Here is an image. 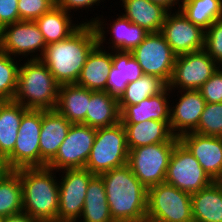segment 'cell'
<instances>
[{
	"instance_id": "6da1fadb",
	"label": "cell",
	"mask_w": 222,
	"mask_h": 222,
	"mask_svg": "<svg viewBox=\"0 0 222 222\" xmlns=\"http://www.w3.org/2000/svg\"><path fill=\"white\" fill-rule=\"evenodd\" d=\"M98 44L93 24H82L68 38L46 46L40 60L59 85L76 84L92 49Z\"/></svg>"
},
{
	"instance_id": "7a4b0ae2",
	"label": "cell",
	"mask_w": 222,
	"mask_h": 222,
	"mask_svg": "<svg viewBox=\"0 0 222 222\" xmlns=\"http://www.w3.org/2000/svg\"><path fill=\"white\" fill-rule=\"evenodd\" d=\"M100 176L114 222H145L148 190L130 167L114 168Z\"/></svg>"
},
{
	"instance_id": "3957f363",
	"label": "cell",
	"mask_w": 222,
	"mask_h": 222,
	"mask_svg": "<svg viewBox=\"0 0 222 222\" xmlns=\"http://www.w3.org/2000/svg\"><path fill=\"white\" fill-rule=\"evenodd\" d=\"M20 175L23 211L36 222H53L58 218L59 182L54 169L49 167L22 168Z\"/></svg>"
},
{
	"instance_id": "277c9868",
	"label": "cell",
	"mask_w": 222,
	"mask_h": 222,
	"mask_svg": "<svg viewBox=\"0 0 222 222\" xmlns=\"http://www.w3.org/2000/svg\"><path fill=\"white\" fill-rule=\"evenodd\" d=\"M24 61L20 63L13 101L27 109L55 110L60 85L40 59Z\"/></svg>"
},
{
	"instance_id": "5b68a950",
	"label": "cell",
	"mask_w": 222,
	"mask_h": 222,
	"mask_svg": "<svg viewBox=\"0 0 222 222\" xmlns=\"http://www.w3.org/2000/svg\"><path fill=\"white\" fill-rule=\"evenodd\" d=\"M128 154L126 132L121 122L98 128L85 168L94 175H100L127 165Z\"/></svg>"
},
{
	"instance_id": "8992f818",
	"label": "cell",
	"mask_w": 222,
	"mask_h": 222,
	"mask_svg": "<svg viewBox=\"0 0 222 222\" xmlns=\"http://www.w3.org/2000/svg\"><path fill=\"white\" fill-rule=\"evenodd\" d=\"M146 220L152 222H194L191 194L165 182L149 188Z\"/></svg>"
},
{
	"instance_id": "52a82bcc",
	"label": "cell",
	"mask_w": 222,
	"mask_h": 222,
	"mask_svg": "<svg viewBox=\"0 0 222 222\" xmlns=\"http://www.w3.org/2000/svg\"><path fill=\"white\" fill-rule=\"evenodd\" d=\"M177 143L163 142L129 150L127 165L147 190L165 182L170 156Z\"/></svg>"
},
{
	"instance_id": "ba28073f",
	"label": "cell",
	"mask_w": 222,
	"mask_h": 222,
	"mask_svg": "<svg viewBox=\"0 0 222 222\" xmlns=\"http://www.w3.org/2000/svg\"><path fill=\"white\" fill-rule=\"evenodd\" d=\"M212 182L197 159L179 141L171 153L165 183L193 194Z\"/></svg>"
},
{
	"instance_id": "9c48e42d",
	"label": "cell",
	"mask_w": 222,
	"mask_h": 222,
	"mask_svg": "<svg viewBox=\"0 0 222 222\" xmlns=\"http://www.w3.org/2000/svg\"><path fill=\"white\" fill-rule=\"evenodd\" d=\"M46 46L35 21H18L0 29V51L16 59H40Z\"/></svg>"
},
{
	"instance_id": "30bf717a",
	"label": "cell",
	"mask_w": 222,
	"mask_h": 222,
	"mask_svg": "<svg viewBox=\"0 0 222 222\" xmlns=\"http://www.w3.org/2000/svg\"><path fill=\"white\" fill-rule=\"evenodd\" d=\"M41 126L42 110L28 109L23 114L13 152L7 157L12 170L40 167Z\"/></svg>"
},
{
	"instance_id": "8fae6325",
	"label": "cell",
	"mask_w": 222,
	"mask_h": 222,
	"mask_svg": "<svg viewBox=\"0 0 222 222\" xmlns=\"http://www.w3.org/2000/svg\"><path fill=\"white\" fill-rule=\"evenodd\" d=\"M204 50L176 56L168 88L173 90H198L219 68Z\"/></svg>"
},
{
	"instance_id": "7c38bea8",
	"label": "cell",
	"mask_w": 222,
	"mask_h": 222,
	"mask_svg": "<svg viewBox=\"0 0 222 222\" xmlns=\"http://www.w3.org/2000/svg\"><path fill=\"white\" fill-rule=\"evenodd\" d=\"M96 16L97 17L94 16V18L92 17L89 20L86 18V21L80 20V23L93 24L96 30L98 44L101 47H104V44H107L108 47L106 48H108V50L111 49V51L118 50L132 52L149 34V32H147L145 29L136 24H133L122 14H117L116 18L114 17L115 20L112 19L113 21L109 20L110 24L105 21L107 20L106 18L103 19V15L98 16L96 14ZM108 25H110V27ZM107 32L110 34L109 39H106L108 38L106 37ZM106 40H108L109 42L106 43Z\"/></svg>"
},
{
	"instance_id": "4fadbf2b",
	"label": "cell",
	"mask_w": 222,
	"mask_h": 222,
	"mask_svg": "<svg viewBox=\"0 0 222 222\" xmlns=\"http://www.w3.org/2000/svg\"><path fill=\"white\" fill-rule=\"evenodd\" d=\"M144 75H155L169 83L176 55L161 32L149 33L132 51Z\"/></svg>"
},
{
	"instance_id": "5bb4252c",
	"label": "cell",
	"mask_w": 222,
	"mask_h": 222,
	"mask_svg": "<svg viewBox=\"0 0 222 222\" xmlns=\"http://www.w3.org/2000/svg\"><path fill=\"white\" fill-rule=\"evenodd\" d=\"M95 135V128L82 123L72 124L55 158L47 167L57 172L64 169L85 168Z\"/></svg>"
},
{
	"instance_id": "9a60e30c",
	"label": "cell",
	"mask_w": 222,
	"mask_h": 222,
	"mask_svg": "<svg viewBox=\"0 0 222 222\" xmlns=\"http://www.w3.org/2000/svg\"><path fill=\"white\" fill-rule=\"evenodd\" d=\"M59 172L58 175L61 179H58L59 208L57 220H79L83 211L87 187L95 175L86 168L64 169Z\"/></svg>"
},
{
	"instance_id": "2e32d148",
	"label": "cell",
	"mask_w": 222,
	"mask_h": 222,
	"mask_svg": "<svg viewBox=\"0 0 222 222\" xmlns=\"http://www.w3.org/2000/svg\"><path fill=\"white\" fill-rule=\"evenodd\" d=\"M161 33L176 56L204 49L205 30L189 21L180 10L167 13Z\"/></svg>"
},
{
	"instance_id": "e0dca14e",
	"label": "cell",
	"mask_w": 222,
	"mask_h": 222,
	"mask_svg": "<svg viewBox=\"0 0 222 222\" xmlns=\"http://www.w3.org/2000/svg\"><path fill=\"white\" fill-rule=\"evenodd\" d=\"M176 93L177 97L181 95L174 99L176 104L174 101L170 104L169 122L172 133L180 137L197 128L206 101L199 90H178Z\"/></svg>"
},
{
	"instance_id": "ac0fdd59",
	"label": "cell",
	"mask_w": 222,
	"mask_h": 222,
	"mask_svg": "<svg viewBox=\"0 0 222 222\" xmlns=\"http://www.w3.org/2000/svg\"><path fill=\"white\" fill-rule=\"evenodd\" d=\"M179 141L197 159L213 181H218L222 177V137L189 132L181 135Z\"/></svg>"
},
{
	"instance_id": "d6986e66",
	"label": "cell",
	"mask_w": 222,
	"mask_h": 222,
	"mask_svg": "<svg viewBox=\"0 0 222 222\" xmlns=\"http://www.w3.org/2000/svg\"><path fill=\"white\" fill-rule=\"evenodd\" d=\"M72 123L56 110H42L39 137L40 167H46L56 156Z\"/></svg>"
},
{
	"instance_id": "ffe728a7",
	"label": "cell",
	"mask_w": 222,
	"mask_h": 222,
	"mask_svg": "<svg viewBox=\"0 0 222 222\" xmlns=\"http://www.w3.org/2000/svg\"><path fill=\"white\" fill-rule=\"evenodd\" d=\"M126 132L128 150L163 142H179L169 121L144 120L140 123H122Z\"/></svg>"
},
{
	"instance_id": "44dd1931",
	"label": "cell",
	"mask_w": 222,
	"mask_h": 222,
	"mask_svg": "<svg viewBox=\"0 0 222 222\" xmlns=\"http://www.w3.org/2000/svg\"><path fill=\"white\" fill-rule=\"evenodd\" d=\"M173 91L168 87L160 94L151 96L136 105H127L120 112L121 123H140L144 120L170 121L169 100Z\"/></svg>"
},
{
	"instance_id": "7402d4cb",
	"label": "cell",
	"mask_w": 222,
	"mask_h": 222,
	"mask_svg": "<svg viewBox=\"0 0 222 222\" xmlns=\"http://www.w3.org/2000/svg\"><path fill=\"white\" fill-rule=\"evenodd\" d=\"M111 67L112 51L97 44L88 55L76 84L91 91H106Z\"/></svg>"
},
{
	"instance_id": "603a6c76",
	"label": "cell",
	"mask_w": 222,
	"mask_h": 222,
	"mask_svg": "<svg viewBox=\"0 0 222 222\" xmlns=\"http://www.w3.org/2000/svg\"><path fill=\"white\" fill-rule=\"evenodd\" d=\"M142 75L141 66L133 57L132 52L113 50L106 92L118 99L127 84L138 80Z\"/></svg>"
},
{
	"instance_id": "cb8c5ba5",
	"label": "cell",
	"mask_w": 222,
	"mask_h": 222,
	"mask_svg": "<svg viewBox=\"0 0 222 222\" xmlns=\"http://www.w3.org/2000/svg\"><path fill=\"white\" fill-rule=\"evenodd\" d=\"M125 13H121L133 24L140 26L149 33L161 32L165 17L169 12L160 4L149 0H120Z\"/></svg>"
},
{
	"instance_id": "d4e9b609",
	"label": "cell",
	"mask_w": 222,
	"mask_h": 222,
	"mask_svg": "<svg viewBox=\"0 0 222 222\" xmlns=\"http://www.w3.org/2000/svg\"><path fill=\"white\" fill-rule=\"evenodd\" d=\"M91 97V90L77 84L59 86L55 110L72 124L86 125V113Z\"/></svg>"
},
{
	"instance_id": "484cf974",
	"label": "cell",
	"mask_w": 222,
	"mask_h": 222,
	"mask_svg": "<svg viewBox=\"0 0 222 222\" xmlns=\"http://www.w3.org/2000/svg\"><path fill=\"white\" fill-rule=\"evenodd\" d=\"M194 222H222V186L213 181L209 186L191 194Z\"/></svg>"
},
{
	"instance_id": "4316f807",
	"label": "cell",
	"mask_w": 222,
	"mask_h": 222,
	"mask_svg": "<svg viewBox=\"0 0 222 222\" xmlns=\"http://www.w3.org/2000/svg\"><path fill=\"white\" fill-rule=\"evenodd\" d=\"M120 122V110L116 97L106 91H91L86 113V125L98 129Z\"/></svg>"
},
{
	"instance_id": "83f0119b",
	"label": "cell",
	"mask_w": 222,
	"mask_h": 222,
	"mask_svg": "<svg viewBox=\"0 0 222 222\" xmlns=\"http://www.w3.org/2000/svg\"><path fill=\"white\" fill-rule=\"evenodd\" d=\"M72 18L73 16L70 13L55 5L35 20L46 45L68 38L82 25V23L78 24V21L76 24Z\"/></svg>"
},
{
	"instance_id": "f1b7e54d",
	"label": "cell",
	"mask_w": 222,
	"mask_h": 222,
	"mask_svg": "<svg viewBox=\"0 0 222 222\" xmlns=\"http://www.w3.org/2000/svg\"><path fill=\"white\" fill-rule=\"evenodd\" d=\"M27 110L13 100L0 102V155L7 158L13 152L21 119Z\"/></svg>"
},
{
	"instance_id": "f546056e",
	"label": "cell",
	"mask_w": 222,
	"mask_h": 222,
	"mask_svg": "<svg viewBox=\"0 0 222 222\" xmlns=\"http://www.w3.org/2000/svg\"><path fill=\"white\" fill-rule=\"evenodd\" d=\"M79 222H114L109 205L103 179L95 175L89 182L83 211Z\"/></svg>"
},
{
	"instance_id": "4dcf8cb0",
	"label": "cell",
	"mask_w": 222,
	"mask_h": 222,
	"mask_svg": "<svg viewBox=\"0 0 222 222\" xmlns=\"http://www.w3.org/2000/svg\"><path fill=\"white\" fill-rule=\"evenodd\" d=\"M168 84L155 75H142L138 80L128 83L126 89L117 99L120 112L127 105H136L142 100L160 94Z\"/></svg>"
},
{
	"instance_id": "1f68e13d",
	"label": "cell",
	"mask_w": 222,
	"mask_h": 222,
	"mask_svg": "<svg viewBox=\"0 0 222 222\" xmlns=\"http://www.w3.org/2000/svg\"><path fill=\"white\" fill-rule=\"evenodd\" d=\"M180 11L206 31L213 22L222 18V0H184Z\"/></svg>"
},
{
	"instance_id": "d6a6232c",
	"label": "cell",
	"mask_w": 222,
	"mask_h": 222,
	"mask_svg": "<svg viewBox=\"0 0 222 222\" xmlns=\"http://www.w3.org/2000/svg\"><path fill=\"white\" fill-rule=\"evenodd\" d=\"M23 211L20 175L13 170L0 181V216L7 217Z\"/></svg>"
},
{
	"instance_id": "836d02e7",
	"label": "cell",
	"mask_w": 222,
	"mask_h": 222,
	"mask_svg": "<svg viewBox=\"0 0 222 222\" xmlns=\"http://www.w3.org/2000/svg\"><path fill=\"white\" fill-rule=\"evenodd\" d=\"M21 61L0 51V102L13 100Z\"/></svg>"
},
{
	"instance_id": "e575fe53",
	"label": "cell",
	"mask_w": 222,
	"mask_h": 222,
	"mask_svg": "<svg viewBox=\"0 0 222 222\" xmlns=\"http://www.w3.org/2000/svg\"><path fill=\"white\" fill-rule=\"evenodd\" d=\"M193 132L222 137V103H206L199 124Z\"/></svg>"
},
{
	"instance_id": "d590c367",
	"label": "cell",
	"mask_w": 222,
	"mask_h": 222,
	"mask_svg": "<svg viewBox=\"0 0 222 222\" xmlns=\"http://www.w3.org/2000/svg\"><path fill=\"white\" fill-rule=\"evenodd\" d=\"M204 50L222 66V18L213 22L205 31Z\"/></svg>"
},
{
	"instance_id": "8d00e7d4",
	"label": "cell",
	"mask_w": 222,
	"mask_h": 222,
	"mask_svg": "<svg viewBox=\"0 0 222 222\" xmlns=\"http://www.w3.org/2000/svg\"><path fill=\"white\" fill-rule=\"evenodd\" d=\"M19 21H35L55 6V0H18Z\"/></svg>"
},
{
	"instance_id": "74e56055",
	"label": "cell",
	"mask_w": 222,
	"mask_h": 222,
	"mask_svg": "<svg viewBox=\"0 0 222 222\" xmlns=\"http://www.w3.org/2000/svg\"><path fill=\"white\" fill-rule=\"evenodd\" d=\"M198 90L206 103H222V66Z\"/></svg>"
},
{
	"instance_id": "f35d334b",
	"label": "cell",
	"mask_w": 222,
	"mask_h": 222,
	"mask_svg": "<svg viewBox=\"0 0 222 222\" xmlns=\"http://www.w3.org/2000/svg\"><path fill=\"white\" fill-rule=\"evenodd\" d=\"M18 0H0V29L19 21Z\"/></svg>"
},
{
	"instance_id": "ab89813d",
	"label": "cell",
	"mask_w": 222,
	"mask_h": 222,
	"mask_svg": "<svg viewBox=\"0 0 222 222\" xmlns=\"http://www.w3.org/2000/svg\"><path fill=\"white\" fill-rule=\"evenodd\" d=\"M105 1V0H104ZM103 0H55V5L61 9H63L67 13H71L72 11L76 12L78 10H82L83 8L89 12L90 8H95L93 6L99 4L101 2L104 3ZM72 10V11H71Z\"/></svg>"
},
{
	"instance_id": "60d3db41",
	"label": "cell",
	"mask_w": 222,
	"mask_h": 222,
	"mask_svg": "<svg viewBox=\"0 0 222 222\" xmlns=\"http://www.w3.org/2000/svg\"><path fill=\"white\" fill-rule=\"evenodd\" d=\"M4 222H36V221L29 214L22 211L20 213L4 217Z\"/></svg>"
},
{
	"instance_id": "b9f144b4",
	"label": "cell",
	"mask_w": 222,
	"mask_h": 222,
	"mask_svg": "<svg viewBox=\"0 0 222 222\" xmlns=\"http://www.w3.org/2000/svg\"><path fill=\"white\" fill-rule=\"evenodd\" d=\"M149 1L162 5L168 11H176V10H180L182 2L184 0H149Z\"/></svg>"
},
{
	"instance_id": "7bdbcfd3",
	"label": "cell",
	"mask_w": 222,
	"mask_h": 222,
	"mask_svg": "<svg viewBox=\"0 0 222 222\" xmlns=\"http://www.w3.org/2000/svg\"><path fill=\"white\" fill-rule=\"evenodd\" d=\"M13 170L10 168L7 158L0 155V181H2Z\"/></svg>"
},
{
	"instance_id": "ee69618b",
	"label": "cell",
	"mask_w": 222,
	"mask_h": 222,
	"mask_svg": "<svg viewBox=\"0 0 222 222\" xmlns=\"http://www.w3.org/2000/svg\"><path fill=\"white\" fill-rule=\"evenodd\" d=\"M53 222H79L78 220H74V221H68V220H56V221H53Z\"/></svg>"
},
{
	"instance_id": "f6af8a7d",
	"label": "cell",
	"mask_w": 222,
	"mask_h": 222,
	"mask_svg": "<svg viewBox=\"0 0 222 222\" xmlns=\"http://www.w3.org/2000/svg\"><path fill=\"white\" fill-rule=\"evenodd\" d=\"M218 182L221 184L222 186V177L218 180Z\"/></svg>"
},
{
	"instance_id": "bcb514c9",
	"label": "cell",
	"mask_w": 222,
	"mask_h": 222,
	"mask_svg": "<svg viewBox=\"0 0 222 222\" xmlns=\"http://www.w3.org/2000/svg\"><path fill=\"white\" fill-rule=\"evenodd\" d=\"M0 222H4V217L0 216Z\"/></svg>"
}]
</instances>
